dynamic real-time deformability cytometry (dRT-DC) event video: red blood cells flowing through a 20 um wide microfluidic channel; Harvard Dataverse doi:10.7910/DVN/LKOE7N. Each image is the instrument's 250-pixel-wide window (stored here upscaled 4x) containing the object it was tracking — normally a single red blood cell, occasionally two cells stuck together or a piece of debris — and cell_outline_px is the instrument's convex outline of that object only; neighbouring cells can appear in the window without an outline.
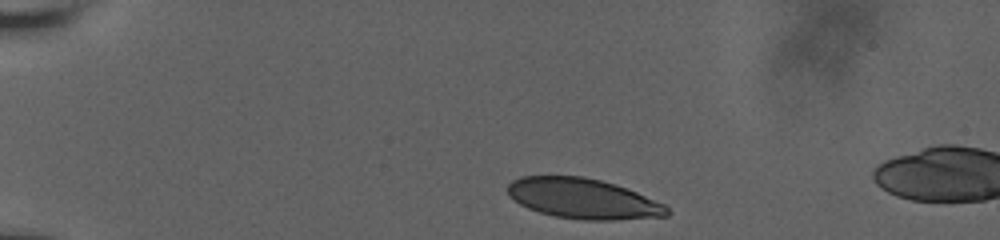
{"species": "human", "species_latin": "Homo sapiens", "temperature_condition": "room temperature", "stored_images_in_passage": 5, "camera_frame_rate_fps": 3000, "um_per_image_px": 0.085, "donor": {"sex": "male"}, "frame": {"image": 1, "passage_image": 1, "time_ms": 0.0, "image_size_px": [1000, 240], "cell_outline_px": [[668, 216], [616, 220], [584, 220], [556, 216], [540, 212], [528, 208], [520, 204], [508, 196], [508, 184], [512, 180], [520, 176], [584, 176], [616, 184], [636, 192], [664, 204], [668, 208]], "centroid_in_image_um": [49.54, 16.88], "position_along_channel_um": 35.5, "area_um2": 37.34}}